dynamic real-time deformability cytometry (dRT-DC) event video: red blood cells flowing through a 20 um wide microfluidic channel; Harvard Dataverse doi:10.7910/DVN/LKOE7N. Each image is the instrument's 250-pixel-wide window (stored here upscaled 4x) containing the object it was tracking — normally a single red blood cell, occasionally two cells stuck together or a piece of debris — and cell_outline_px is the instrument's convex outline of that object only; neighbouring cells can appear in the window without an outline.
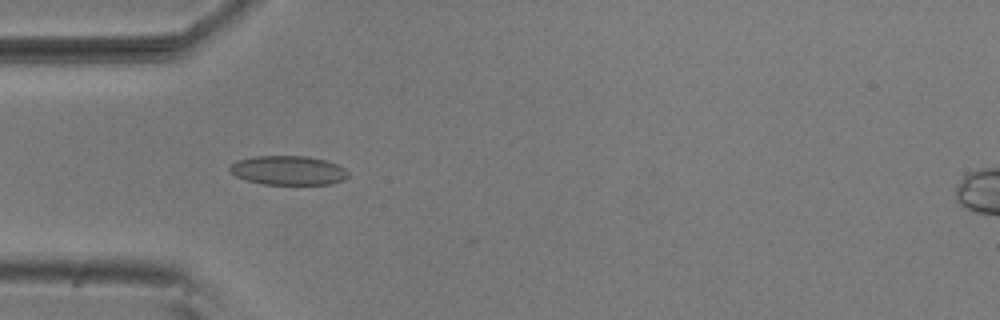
{"species": "common noctule bat (a hibernating species)", "species_latin": "Nyctalus noctula", "temperature_condition": "room temperature", "stored_images_in_passage": 7, "camera_frame_rate_fps": 3000, "um_per_image_px": 0.085, "animal": {"sex": "male", "body_mass_g": 20.5, "forearm_length_mm": 52.5}, "frame": {"image": 1, "passage_image": 4, "time_ms": 1.0, "image_size_px": [1000, 320], "cell_outline_px": [[348, 176], [344, 180], [332, 184], [264, 184], [248, 180], [236, 176], [228, 172], [228, 168], [236, 160], [252, 156], [304, 156], [324, 160], [336, 164], [344, 168], [348, 172]], "centroid_in_image_um": [24.47, 14.48], "position_along_channel_um": 60.5, "area_um2": 20.11}}
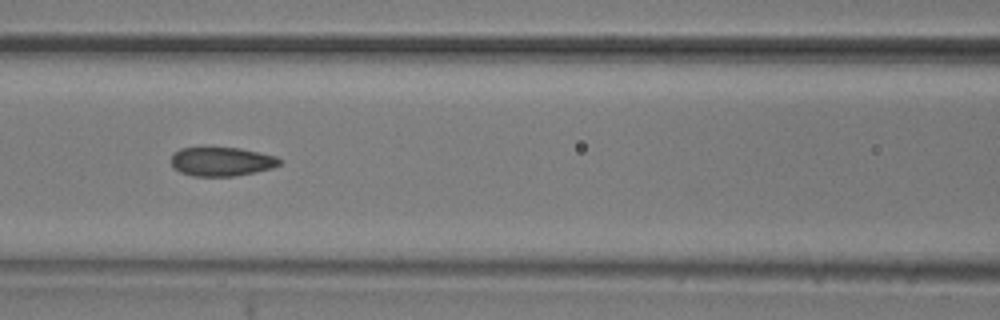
{"frame": {"image": 2, "passage_image": 6, "time_ms": 1.667, "image_size_px": [1000, 320], "cell_outline_px": [[280, 164], [272, 168], [256, 172], [232, 176], [192, 176], [180, 172], [172, 168], [172, 152], [180, 148], [240, 148], [276, 156], [280, 160]], "centroid_in_image_um": [18.8, 13.74], "position_along_channel_um": 147.8, "area_um2": 18.26}}
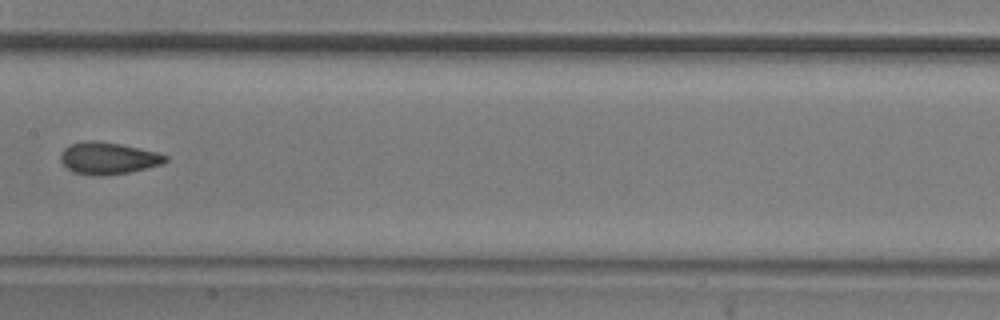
{"frame": {"image": 3, "passage_image": 7, "time_ms": 2.0, "image_size_px": [1000, 320], "cell_outline_px": [[168, 160], [160, 164], [128, 172], [104, 176], [100, 176], [72, 172], [60, 160], [60, 152], [64, 148], [72, 144], [84, 140], [96, 140], [120, 144], [156, 152], [168, 156]], "centroid_in_image_um": [9.15, 13.44], "position_along_channel_um": 198.3, "area_um2": 19.36}}